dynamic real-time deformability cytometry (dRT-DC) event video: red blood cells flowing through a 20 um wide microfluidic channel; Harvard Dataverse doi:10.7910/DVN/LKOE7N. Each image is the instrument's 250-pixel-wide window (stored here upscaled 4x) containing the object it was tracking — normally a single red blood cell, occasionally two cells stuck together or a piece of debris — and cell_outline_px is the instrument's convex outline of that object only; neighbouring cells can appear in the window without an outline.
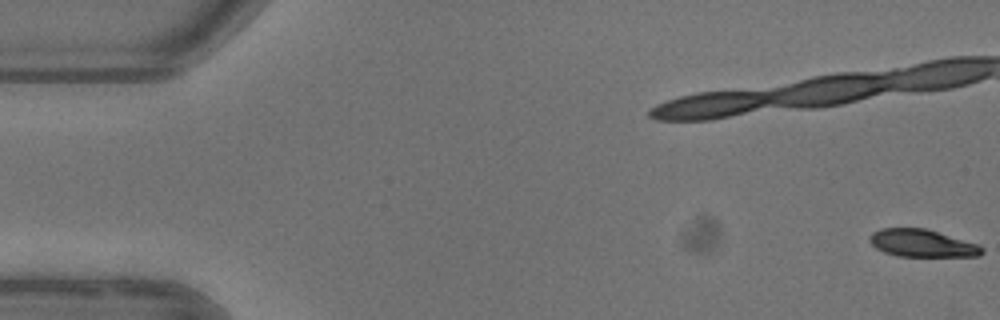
{"species": "common noctule bat (a hibernating species)", "species_latin": "Nyctalus noctula", "temperature_condition": "warm", "stored_images_in_passage": 6, "camera_frame_rate_fps": 3000, "um_per_image_px": 0.085, "animal": {"sex": "female"}, "frame": {"image": 1, "passage_image": 1, "time_ms": 0.0, "image_size_px": [1000, 320], "cell_outline_px": [[984, 252], [980, 256], [896, 256], [884, 252], [876, 248], [868, 240], [868, 236], [872, 232], [880, 228], [924, 228], [980, 244], [984, 248]], "centroid_in_image_um": [78.38, 20.67], "position_along_channel_um": 6.6, "area_um2": 18.15}}
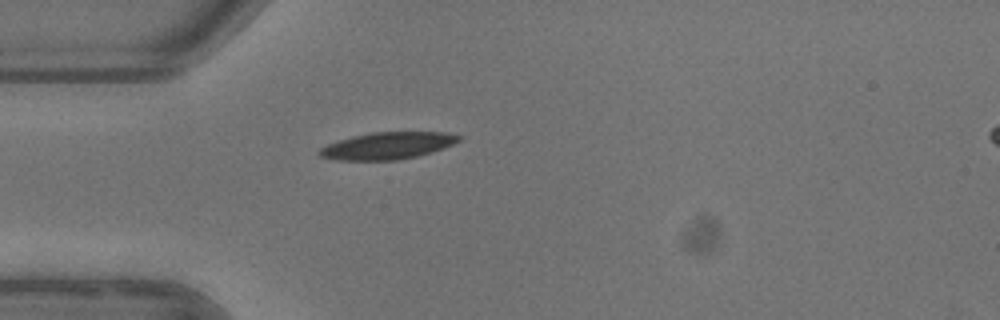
{"frame": {"image": 2, "passage_image": 6, "time_ms": 6.667, "image_size_px": [1000, 320], "cell_outline_px": [[460, 140], [444, 148], [432, 152], [416, 156], [396, 160], [336, 160], [320, 156], [316, 152], [320, 148], [328, 144], [352, 136], [372, 132], [448, 132], [460, 136]], "centroid_in_image_um": [32.93, 12.38], "position_along_channel_um": 52.1, "area_um2": 21.85}}